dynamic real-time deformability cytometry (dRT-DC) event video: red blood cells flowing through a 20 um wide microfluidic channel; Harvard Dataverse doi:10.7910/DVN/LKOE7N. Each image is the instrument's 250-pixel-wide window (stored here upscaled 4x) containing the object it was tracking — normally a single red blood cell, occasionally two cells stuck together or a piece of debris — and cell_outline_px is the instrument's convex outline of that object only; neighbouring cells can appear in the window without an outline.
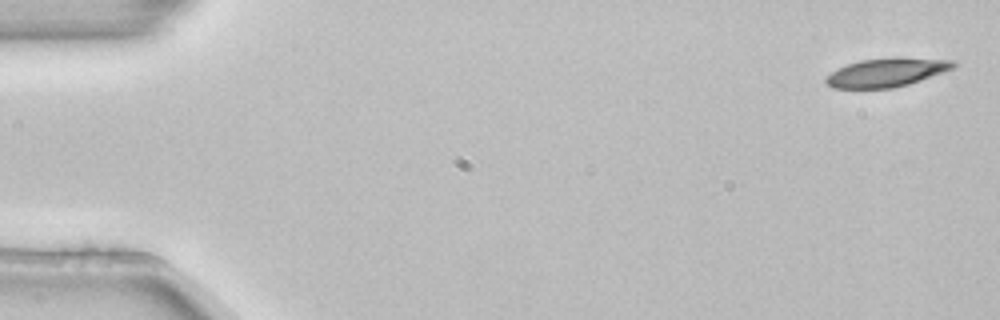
{"species": "common noctule bat (a hibernating species)", "species_latin": "Nyctalus noctula", "temperature_condition": "room temperature", "stored_images_in_passage": 4, "camera_frame_rate_fps": 3000, "um_per_image_px": 0.085, "animal": {"sex": "female", "body_mass_g": 22.7, "forearm_length_mm": 54.2}, "frame": {"image": 1, "passage_image": 1, "time_ms": 0.0, "image_size_px": [1000, 320], "cell_outline_px": [[960, 64], [956, 68], [908, 84], [892, 88], [832, 88], [824, 80], [824, 76], [848, 64], [860, 60], [956, 60]], "centroid_in_image_um": [75.34, 6.21], "position_along_channel_um": 9.7, "area_um2": 20.29}}
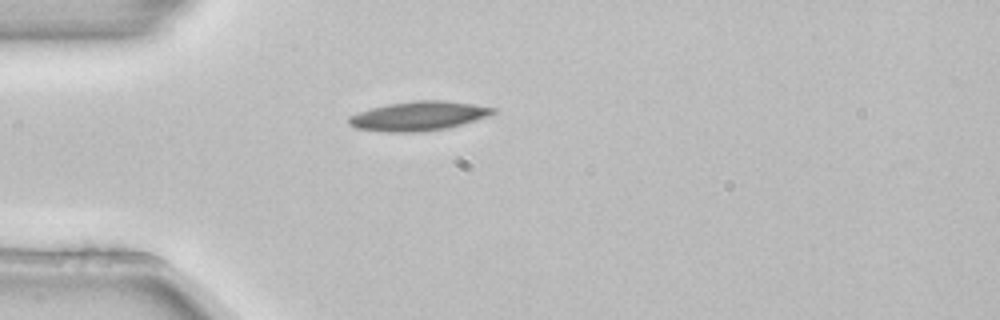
{"frame": {"image": 2, "passage_image": 4, "time_ms": 1.0, "image_size_px": [1000, 320], "cell_outline_px": [[496, 112], [488, 116], [460, 124], [444, 128], [420, 132], [384, 132], [356, 128], [348, 124], [348, 116], [372, 108], [388, 104], [420, 100], [444, 100], [472, 104], [496, 108]], "centroid_in_image_um": [35.55, 9.86], "position_along_channel_um": 49.5, "area_um2": 24.28}}